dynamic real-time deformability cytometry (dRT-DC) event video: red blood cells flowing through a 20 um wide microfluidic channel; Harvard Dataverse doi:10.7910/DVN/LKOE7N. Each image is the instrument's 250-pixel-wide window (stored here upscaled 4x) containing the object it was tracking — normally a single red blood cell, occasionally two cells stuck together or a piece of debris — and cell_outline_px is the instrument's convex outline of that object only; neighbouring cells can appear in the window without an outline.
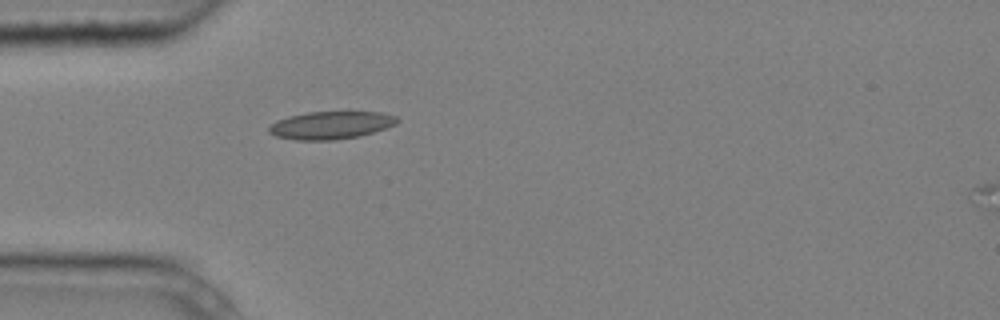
{"species": "common noctule bat (a hibernating species)", "species_latin": "Nyctalus noctula", "temperature_condition": "cold", "stored_images_in_passage": 1, "camera_frame_rate_fps": 3000, "um_per_image_px": 0.085, "animal": {"sex": "male", "body_mass_g": 20.4}, "frame": {"image": 1, "passage_image": 1, "time_ms": 0.0, "image_size_px": [1000, 320], "cell_outline_px": [[400, 120], [396, 124], [360, 136], [332, 140], [296, 140], [276, 136], [268, 132], [268, 124], [276, 120], [288, 116], [308, 112], [380, 112], [396, 116]], "centroid_in_image_um": [28.08, 10.64], "position_along_channel_um": 56.9, "area_um2": 20.75}}